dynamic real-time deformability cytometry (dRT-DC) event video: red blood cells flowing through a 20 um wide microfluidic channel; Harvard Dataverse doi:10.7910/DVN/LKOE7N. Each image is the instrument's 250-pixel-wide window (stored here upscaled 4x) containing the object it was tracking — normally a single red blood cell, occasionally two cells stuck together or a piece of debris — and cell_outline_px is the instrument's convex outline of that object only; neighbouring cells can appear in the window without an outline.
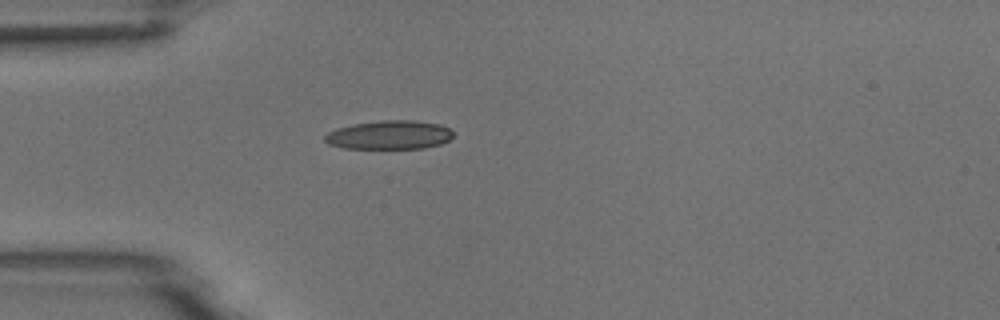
{"species": "common noctule bat (a hibernating species)", "species_latin": "Nyctalus noctula", "temperature_condition": "room temperature", "stored_images_in_passage": 1, "camera_frame_rate_fps": 3000, "um_per_image_px": 0.085, "animal": {"sex": "male", "body_mass_g": 18.8}, "frame": {"image": 1, "passage_image": 1, "time_ms": 0.0, "image_size_px": [1000, 320], "cell_outline_px": [[452, 136], [448, 140], [440, 144], [424, 148], [344, 148], [328, 144], [324, 140], [324, 136], [328, 132], [336, 128], [352, 124], [380, 120], [412, 120], [440, 124], [448, 128], [452, 132]], "centroid_in_image_um": [33.06, 11.46], "position_along_channel_um": 51.9, "area_um2": 21.5}}